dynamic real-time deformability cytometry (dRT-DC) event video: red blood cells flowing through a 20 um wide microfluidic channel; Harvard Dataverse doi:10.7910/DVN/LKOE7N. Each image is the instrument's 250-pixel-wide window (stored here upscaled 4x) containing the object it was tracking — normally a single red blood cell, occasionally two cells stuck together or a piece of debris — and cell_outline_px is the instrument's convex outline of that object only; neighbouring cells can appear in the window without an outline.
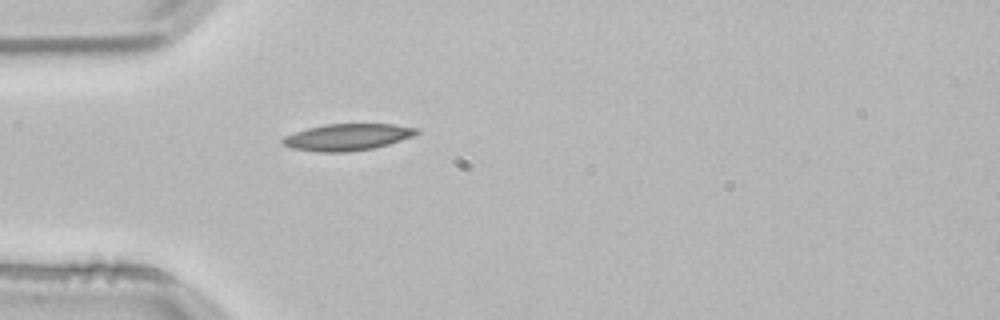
{"species": "common noctule bat (a hibernating species)", "species_latin": "Nyctalus noctula", "temperature_condition": "room temperature", "stored_images_in_passage": 38, "camera_frame_rate_fps": 3000, "um_per_image_px": 0.085, "animal": {"sex": "male", "body_mass_g": 21.5, "forearm_length_mm": 52.0}, "frame": {"image": 1, "passage_image": 1, "time_ms": 0.0, "image_size_px": [1000, 320], "cell_outline_px": [[420, 132], [412, 136], [388, 144], [372, 148], [348, 152], [320, 152], [292, 148], [284, 144], [280, 140], [284, 136], [308, 128], [324, 124], [392, 124], [420, 128]], "centroid_in_image_um": [29.54, 11.65], "position_along_channel_um": 55.5, "area_um2": 20.69}}
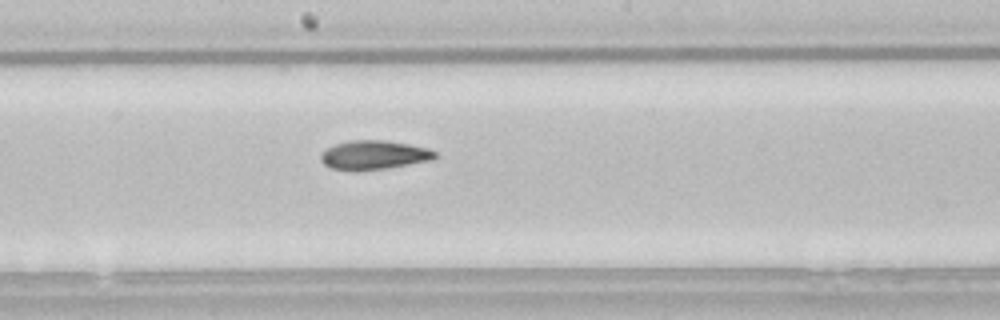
{"frame": {"image": 2, "passage_image": 14, "time_ms": 4.333, "image_size_px": [1000, 320], "cell_outline_px": [[440, 156], [432, 160], [384, 168], [332, 168], [324, 164], [320, 160], [320, 152], [336, 144], [352, 140], [384, 140], [408, 144], [428, 148], [436, 152]], "centroid_in_image_um": [31.83, 13.13], "position_along_channel_um": 216.4, "area_um2": 18.67}}
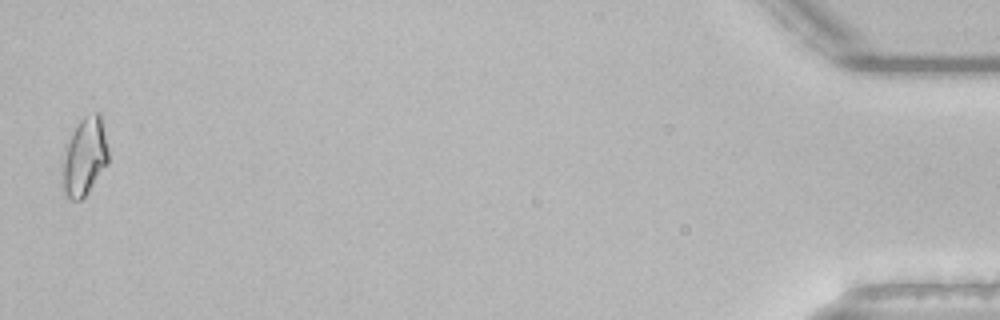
{"frame": {"image": 3, "passage_image": 38, "time_ms": 12.333, "image_size_px": [1000, 320], "cell_outline_px": [[108, 164], [88, 192], [80, 200], [68, 200], [64, 196], [60, 172], [60, 164], [64, 144], [80, 120], [84, 116], [96, 112], [100, 112], [108, 152]], "centroid_in_image_um": [7.11, 13.36], "position_along_channel_um": 428.1, "area_um2": 21.56}, "authors_computed_cell_mechanics": {"area_um2": 19.1029, "velocity_mm_per_s": 3.8408, "shape_relaxation_time_tau1_ms": 10.471, "shape_relaxation_time_tau2_ms": 4.6816, "deformation_change_tau1": 0.2431, "deformation_change_tau2": 0.1162}}